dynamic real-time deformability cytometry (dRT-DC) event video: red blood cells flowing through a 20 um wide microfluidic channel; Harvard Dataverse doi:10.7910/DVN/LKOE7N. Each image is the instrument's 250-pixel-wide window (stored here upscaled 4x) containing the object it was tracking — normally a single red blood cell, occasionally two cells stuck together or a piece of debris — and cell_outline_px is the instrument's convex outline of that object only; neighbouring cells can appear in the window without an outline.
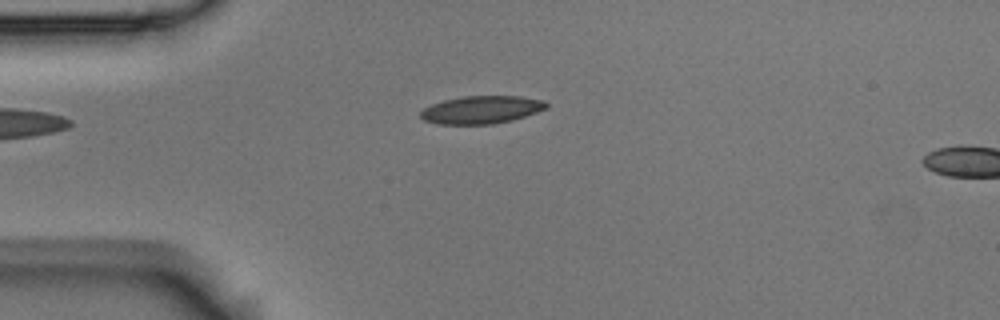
{"species": "Egyptian fruit bat (a non-hibernating species)", "species_latin": "Rousettus aegyptiacus", "temperature_condition": "room temperature", "stored_images_in_passage": 2, "camera_frame_rate_fps": 3000, "um_per_image_px": 0.085, "animal": {"sex": "male"}, "frame": {"image": 1, "passage_image": 1, "time_ms": 0.0, "image_size_px": [1000, 320], "cell_outline_px": [[548, 108], [512, 120], [492, 124], [436, 124], [424, 120], [420, 116], [420, 112], [424, 108], [432, 104], [444, 100], [464, 96], [520, 96], [544, 100], [548, 104]], "centroid_in_image_um": [40.92, 9.32], "position_along_channel_um": 44.1, "area_um2": 20.35}}